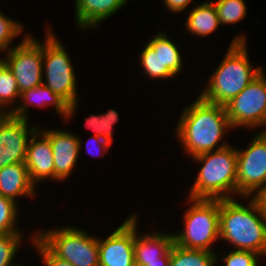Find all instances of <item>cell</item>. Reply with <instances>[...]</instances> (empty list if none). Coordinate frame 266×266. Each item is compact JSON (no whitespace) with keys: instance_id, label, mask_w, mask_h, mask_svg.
<instances>
[{"instance_id":"30bf717a","label":"cell","mask_w":266,"mask_h":266,"mask_svg":"<svg viewBox=\"0 0 266 266\" xmlns=\"http://www.w3.org/2000/svg\"><path fill=\"white\" fill-rule=\"evenodd\" d=\"M4 57L0 59L14 75L20 93L43 84L42 42L29 34L7 51Z\"/></svg>"},{"instance_id":"cb8c5ba5","label":"cell","mask_w":266,"mask_h":266,"mask_svg":"<svg viewBox=\"0 0 266 266\" xmlns=\"http://www.w3.org/2000/svg\"><path fill=\"white\" fill-rule=\"evenodd\" d=\"M216 7L221 25L237 24L247 14V6L244 0H215L212 1Z\"/></svg>"},{"instance_id":"3957f363","label":"cell","mask_w":266,"mask_h":266,"mask_svg":"<svg viewBox=\"0 0 266 266\" xmlns=\"http://www.w3.org/2000/svg\"><path fill=\"white\" fill-rule=\"evenodd\" d=\"M243 205L235 198L220 200V239L235 250L266 256V222L253 197Z\"/></svg>"},{"instance_id":"d6a6232c","label":"cell","mask_w":266,"mask_h":266,"mask_svg":"<svg viewBox=\"0 0 266 266\" xmlns=\"http://www.w3.org/2000/svg\"><path fill=\"white\" fill-rule=\"evenodd\" d=\"M170 250L161 258V262L147 263L146 266H169Z\"/></svg>"},{"instance_id":"5bb4252c","label":"cell","mask_w":266,"mask_h":266,"mask_svg":"<svg viewBox=\"0 0 266 266\" xmlns=\"http://www.w3.org/2000/svg\"><path fill=\"white\" fill-rule=\"evenodd\" d=\"M50 140L54 158V180L61 181L70 177L82 149L81 137L67 130H41Z\"/></svg>"},{"instance_id":"9c48e42d","label":"cell","mask_w":266,"mask_h":266,"mask_svg":"<svg viewBox=\"0 0 266 266\" xmlns=\"http://www.w3.org/2000/svg\"><path fill=\"white\" fill-rule=\"evenodd\" d=\"M255 134L246 149L237 148L236 195L240 199L266 188V131Z\"/></svg>"},{"instance_id":"d4e9b609","label":"cell","mask_w":266,"mask_h":266,"mask_svg":"<svg viewBox=\"0 0 266 266\" xmlns=\"http://www.w3.org/2000/svg\"><path fill=\"white\" fill-rule=\"evenodd\" d=\"M17 205L14 201L0 195V236L22 234L16 225L17 218H19Z\"/></svg>"},{"instance_id":"52a82bcc","label":"cell","mask_w":266,"mask_h":266,"mask_svg":"<svg viewBox=\"0 0 266 266\" xmlns=\"http://www.w3.org/2000/svg\"><path fill=\"white\" fill-rule=\"evenodd\" d=\"M35 235L58 257L73 266H99L98 237L81 228L62 226Z\"/></svg>"},{"instance_id":"4fadbf2b","label":"cell","mask_w":266,"mask_h":266,"mask_svg":"<svg viewBox=\"0 0 266 266\" xmlns=\"http://www.w3.org/2000/svg\"><path fill=\"white\" fill-rule=\"evenodd\" d=\"M135 235L136 214H131L105 239L99 237V266H133Z\"/></svg>"},{"instance_id":"277c9868","label":"cell","mask_w":266,"mask_h":266,"mask_svg":"<svg viewBox=\"0 0 266 266\" xmlns=\"http://www.w3.org/2000/svg\"><path fill=\"white\" fill-rule=\"evenodd\" d=\"M191 159L202 165L189 191L190 198L219 200L235 198L237 180L235 147L229 145Z\"/></svg>"},{"instance_id":"f546056e","label":"cell","mask_w":266,"mask_h":266,"mask_svg":"<svg viewBox=\"0 0 266 266\" xmlns=\"http://www.w3.org/2000/svg\"><path fill=\"white\" fill-rule=\"evenodd\" d=\"M110 145L111 144L107 140L103 139L102 137H99L97 135H92L86 141V147H85L86 154L91 155V156H94V157H97V156H99L101 154V157H104V154L107 152V150L110 147Z\"/></svg>"},{"instance_id":"4316f807","label":"cell","mask_w":266,"mask_h":266,"mask_svg":"<svg viewBox=\"0 0 266 266\" xmlns=\"http://www.w3.org/2000/svg\"><path fill=\"white\" fill-rule=\"evenodd\" d=\"M23 234H7L0 236V266H21L13 264L16 253L22 243Z\"/></svg>"},{"instance_id":"7a4b0ae2","label":"cell","mask_w":266,"mask_h":266,"mask_svg":"<svg viewBox=\"0 0 266 266\" xmlns=\"http://www.w3.org/2000/svg\"><path fill=\"white\" fill-rule=\"evenodd\" d=\"M263 69L252 66L247 53L246 35L239 34L230 43L199 97L212 104L225 105L257 78Z\"/></svg>"},{"instance_id":"9a60e30c","label":"cell","mask_w":266,"mask_h":266,"mask_svg":"<svg viewBox=\"0 0 266 266\" xmlns=\"http://www.w3.org/2000/svg\"><path fill=\"white\" fill-rule=\"evenodd\" d=\"M25 165L29 172L30 180L35 184L46 180L54 181V158L50 140L38 128L31 136Z\"/></svg>"},{"instance_id":"603a6c76","label":"cell","mask_w":266,"mask_h":266,"mask_svg":"<svg viewBox=\"0 0 266 266\" xmlns=\"http://www.w3.org/2000/svg\"><path fill=\"white\" fill-rule=\"evenodd\" d=\"M119 114L114 109H109L108 112H103L102 115L91 114L85 120V127L92 129L94 135L102 137L112 144L113 125L118 121Z\"/></svg>"},{"instance_id":"4dcf8cb0","label":"cell","mask_w":266,"mask_h":266,"mask_svg":"<svg viewBox=\"0 0 266 266\" xmlns=\"http://www.w3.org/2000/svg\"><path fill=\"white\" fill-rule=\"evenodd\" d=\"M192 2V0H163L166 9L172 13L182 12L187 6Z\"/></svg>"},{"instance_id":"836d02e7","label":"cell","mask_w":266,"mask_h":266,"mask_svg":"<svg viewBox=\"0 0 266 266\" xmlns=\"http://www.w3.org/2000/svg\"><path fill=\"white\" fill-rule=\"evenodd\" d=\"M133 266H143V265H140V264L134 263Z\"/></svg>"},{"instance_id":"83f0119b","label":"cell","mask_w":266,"mask_h":266,"mask_svg":"<svg viewBox=\"0 0 266 266\" xmlns=\"http://www.w3.org/2000/svg\"><path fill=\"white\" fill-rule=\"evenodd\" d=\"M260 255L252 251L231 249L222 258L224 266H258Z\"/></svg>"},{"instance_id":"d6986e66","label":"cell","mask_w":266,"mask_h":266,"mask_svg":"<svg viewBox=\"0 0 266 266\" xmlns=\"http://www.w3.org/2000/svg\"><path fill=\"white\" fill-rule=\"evenodd\" d=\"M35 184L30 180L25 163H15L0 169V195L15 203L20 196L32 198Z\"/></svg>"},{"instance_id":"2e32d148","label":"cell","mask_w":266,"mask_h":266,"mask_svg":"<svg viewBox=\"0 0 266 266\" xmlns=\"http://www.w3.org/2000/svg\"><path fill=\"white\" fill-rule=\"evenodd\" d=\"M129 0H75V23L80 30L97 28Z\"/></svg>"},{"instance_id":"6da1fadb","label":"cell","mask_w":266,"mask_h":266,"mask_svg":"<svg viewBox=\"0 0 266 266\" xmlns=\"http://www.w3.org/2000/svg\"><path fill=\"white\" fill-rule=\"evenodd\" d=\"M177 122L175 136L191 158L229 146L226 141L220 142L232 129L224 105L209 103L198 96L181 112Z\"/></svg>"},{"instance_id":"ac0fdd59","label":"cell","mask_w":266,"mask_h":266,"mask_svg":"<svg viewBox=\"0 0 266 266\" xmlns=\"http://www.w3.org/2000/svg\"><path fill=\"white\" fill-rule=\"evenodd\" d=\"M136 215V235L134 239V259L135 263L146 266L147 263L161 262V258L170 250L174 243L173 233L153 232L139 235L137 232Z\"/></svg>"},{"instance_id":"44dd1931","label":"cell","mask_w":266,"mask_h":266,"mask_svg":"<svg viewBox=\"0 0 266 266\" xmlns=\"http://www.w3.org/2000/svg\"><path fill=\"white\" fill-rule=\"evenodd\" d=\"M217 252L186 249L173 243L170 248L169 266H217Z\"/></svg>"},{"instance_id":"5b68a950","label":"cell","mask_w":266,"mask_h":266,"mask_svg":"<svg viewBox=\"0 0 266 266\" xmlns=\"http://www.w3.org/2000/svg\"><path fill=\"white\" fill-rule=\"evenodd\" d=\"M186 202L191 205L183 214L184 229L173 233L174 243L186 249L216 252L212 245L220 239V200L188 197Z\"/></svg>"},{"instance_id":"8fae6325","label":"cell","mask_w":266,"mask_h":266,"mask_svg":"<svg viewBox=\"0 0 266 266\" xmlns=\"http://www.w3.org/2000/svg\"><path fill=\"white\" fill-rule=\"evenodd\" d=\"M166 33L157 32L140 52L139 62L151 79H167L182 71V53Z\"/></svg>"},{"instance_id":"ffe728a7","label":"cell","mask_w":266,"mask_h":266,"mask_svg":"<svg viewBox=\"0 0 266 266\" xmlns=\"http://www.w3.org/2000/svg\"><path fill=\"white\" fill-rule=\"evenodd\" d=\"M185 25L187 31L197 36V38L213 34L221 25L214 3L210 0L196 7L194 6L186 19Z\"/></svg>"},{"instance_id":"7c38bea8","label":"cell","mask_w":266,"mask_h":266,"mask_svg":"<svg viewBox=\"0 0 266 266\" xmlns=\"http://www.w3.org/2000/svg\"><path fill=\"white\" fill-rule=\"evenodd\" d=\"M28 120L11 114H0V169L25 163L29 140L38 129L29 127Z\"/></svg>"},{"instance_id":"ba28073f","label":"cell","mask_w":266,"mask_h":266,"mask_svg":"<svg viewBox=\"0 0 266 266\" xmlns=\"http://www.w3.org/2000/svg\"><path fill=\"white\" fill-rule=\"evenodd\" d=\"M266 71L264 70L236 97L226 103L225 110L233 129L266 126ZM266 131V129L262 130Z\"/></svg>"},{"instance_id":"f1b7e54d","label":"cell","mask_w":266,"mask_h":266,"mask_svg":"<svg viewBox=\"0 0 266 266\" xmlns=\"http://www.w3.org/2000/svg\"><path fill=\"white\" fill-rule=\"evenodd\" d=\"M31 245L36 248V251L42 257V264L45 266H73L69 261L56 256L33 232Z\"/></svg>"},{"instance_id":"8992f818","label":"cell","mask_w":266,"mask_h":266,"mask_svg":"<svg viewBox=\"0 0 266 266\" xmlns=\"http://www.w3.org/2000/svg\"><path fill=\"white\" fill-rule=\"evenodd\" d=\"M46 30L43 42V78L46 82L43 84L69 104L66 120H70L78 107L77 77L69 52L51 29Z\"/></svg>"},{"instance_id":"e0dca14e","label":"cell","mask_w":266,"mask_h":266,"mask_svg":"<svg viewBox=\"0 0 266 266\" xmlns=\"http://www.w3.org/2000/svg\"><path fill=\"white\" fill-rule=\"evenodd\" d=\"M19 100L21 104L14 106V110L10 113L14 117L28 120L29 106L47 108L49 105H52L56 109V114L62 116L65 121L68 116L69 104L44 84L22 91Z\"/></svg>"},{"instance_id":"484cf974","label":"cell","mask_w":266,"mask_h":266,"mask_svg":"<svg viewBox=\"0 0 266 266\" xmlns=\"http://www.w3.org/2000/svg\"><path fill=\"white\" fill-rule=\"evenodd\" d=\"M23 31V25L16 21L15 19L7 17L0 11V52H7L13 46L11 42L18 38ZM12 44V46H11Z\"/></svg>"},{"instance_id":"1f68e13d","label":"cell","mask_w":266,"mask_h":266,"mask_svg":"<svg viewBox=\"0 0 266 266\" xmlns=\"http://www.w3.org/2000/svg\"><path fill=\"white\" fill-rule=\"evenodd\" d=\"M253 198L258 203L261 209L262 216L266 222V188L256 193Z\"/></svg>"},{"instance_id":"7402d4cb","label":"cell","mask_w":266,"mask_h":266,"mask_svg":"<svg viewBox=\"0 0 266 266\" xmlns=\"http://www.w3.org/2000/svg\"><path fill=\"white\" fill-rule=\"evenodd\" d=\"M19 97L20 91L16 79L0 59V114H10L14 110V102L18 101Z\"/></svg>"}]
</instances>
